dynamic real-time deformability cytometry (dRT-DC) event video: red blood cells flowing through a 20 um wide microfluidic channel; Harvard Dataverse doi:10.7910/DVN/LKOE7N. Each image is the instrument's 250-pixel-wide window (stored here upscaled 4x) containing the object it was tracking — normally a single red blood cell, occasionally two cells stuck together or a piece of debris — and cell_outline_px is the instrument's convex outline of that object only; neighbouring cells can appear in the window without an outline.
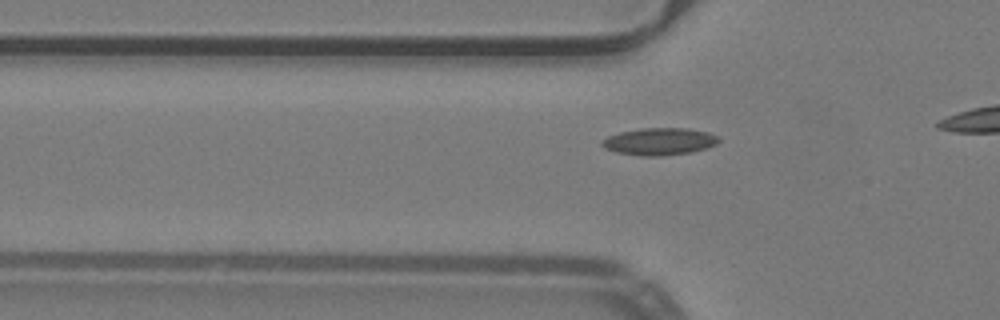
{"species": "common noctule bat (a hibernating species)", "species_latin": "Nyctalus noctula", "temperature_condition": "warm", "stored_images_in_passage": 14, "camera_frame_rate_fps": 3000, "um_per_image_px": 0.085, "animal": {"sex": "male", "body_mass_g": 19.2, "forearm_length_mm": 51.8}, "frame": {"image": 1, "passage_image": 8, "time_ms": 2.333, "image_size_px": [1000, 320], "cell_outline_px": [[720, 140], [716, 144], [708, 148], [692, 152], [660, 156], [640, 156], [616, 152], [604, 148], [600, 144], [600, 140], [608, 136], [620, 132], [640, 128], [688, 128], [708, 132], [720, 136]], "centroid_in_image_um": [56.05, 12.02], "position_along_channel_um": 69.7, "area_um2": 18.79}}
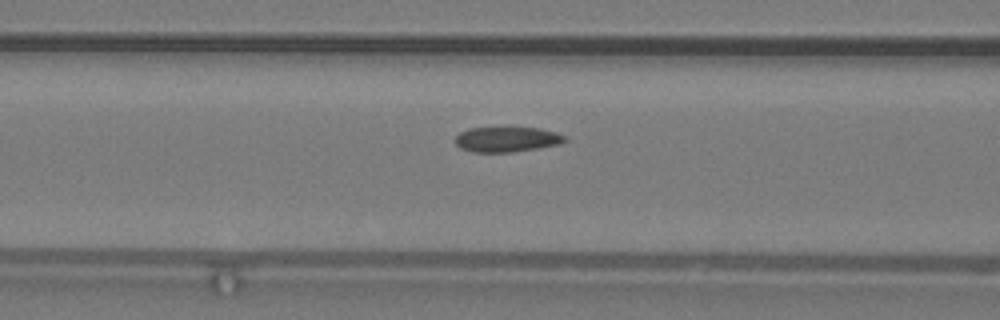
{"frame": {"image": 2, "passage_image": 12, "time_ms": 3.667, "image_size_px": [1000, 320], "cell_outline_px": [[568, 140], [560, 144], [540, 148], [512, 152], [472, 152], [460, 148], [456, 144], [456, 136], [460, 132], [468, 128], [540, 128], [556, 132], [564, 136]], "centroid_in_image_um": [43.1, 11.85], "position_along_channel_um": 123.5, "area_um2": 16.07}}